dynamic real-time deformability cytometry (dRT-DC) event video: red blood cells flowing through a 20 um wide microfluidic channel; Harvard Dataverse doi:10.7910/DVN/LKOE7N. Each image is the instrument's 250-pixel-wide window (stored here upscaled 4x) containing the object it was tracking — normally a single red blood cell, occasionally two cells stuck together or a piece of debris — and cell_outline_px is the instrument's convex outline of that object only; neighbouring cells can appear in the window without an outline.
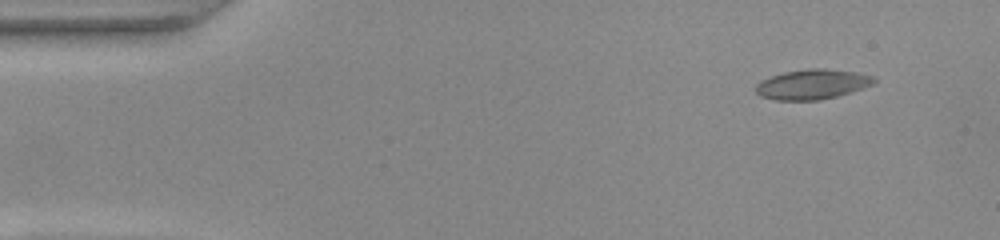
{"species": "common noctule bat (a hibernating species)", "species_latin": "Nyctalus noctula", "temperature_condition": "warm", "stored_images_in_passage": 49, "camera_frame_rate_fps": 3000, "um_per_image_px": 0.085, "animal": {"sex": "female", "body_mass_g": 22.0, "forearm_length_mm": 56.7}, "frame": {"image": 1, "passage_image": 1, "time_ms": 0.0, "image_size_px": [1000, 240], "cell_outline_px": [[876, 80], [872, 84], [836, 96], [816, 100], [776, 100], [760, 96], [756, 92], [756, 84], [760, 80], [784, 72], [808, 68], [824, 68], [856, 72], [872, 76]], "centroid_in_image_um": [68.99, 7.15], "position_along_channel_um": 16.0, "area_um2": 20.35}}
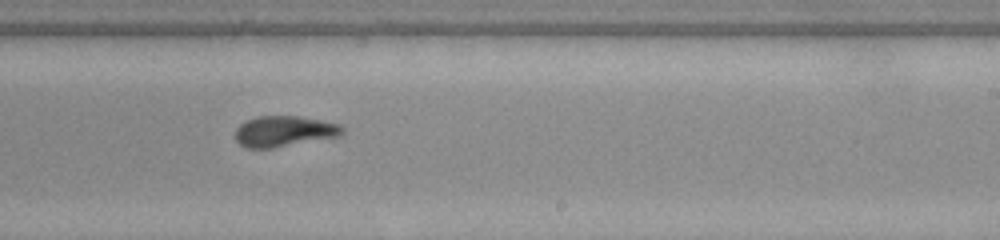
{"frame": {"image": 2, "passage_image": 28, "time_ms": 9.0, "image_size_px": [1000, 240], "cell_outline_px": [[344, 132], [340, 136], [272, 148], [244, 148], [236, 140], [236, 128], [244, 120], [256, 116], [296, 116], [320, 120], [340, 124], [344, 128]], "centroid_in_image_um": [24.13, 11.15], "position_along_channel_um": 264.9, "area_um2": 19.25}}
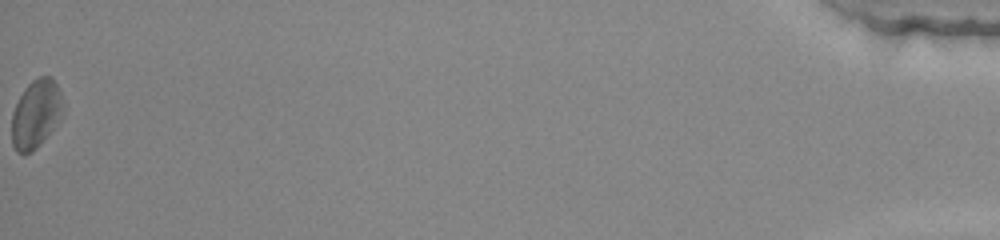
{"frame": {"image": 3, "passage_image": 49, "time_ms": 16.0, "image_size_px": [1000, 240], "cell_outline_px": [[64, 112], [60, 120], [36, 148], [32, 152], [16, 152], [12, 144], [12, 112], [24, 88], [32, 80], [40, 76], [52, 76], [56, 84], [64, 104]], "centroid_in_image_um": [3.07, 9.66], "position_along_channel_um": 432.1, "area_um2": 20.4}, "authors_computed_cell_mechanics": {"area_um2": 19.4208, "velocity_mm_per_s": 3.887, "shape_relaxation_time_tau1_ms": 6.8848, "shape_relaxation_time_tau2_ms": 3.5419, "deformation_change_tau1": 0.1544, "deformation_change_tau2": 0.1205}}